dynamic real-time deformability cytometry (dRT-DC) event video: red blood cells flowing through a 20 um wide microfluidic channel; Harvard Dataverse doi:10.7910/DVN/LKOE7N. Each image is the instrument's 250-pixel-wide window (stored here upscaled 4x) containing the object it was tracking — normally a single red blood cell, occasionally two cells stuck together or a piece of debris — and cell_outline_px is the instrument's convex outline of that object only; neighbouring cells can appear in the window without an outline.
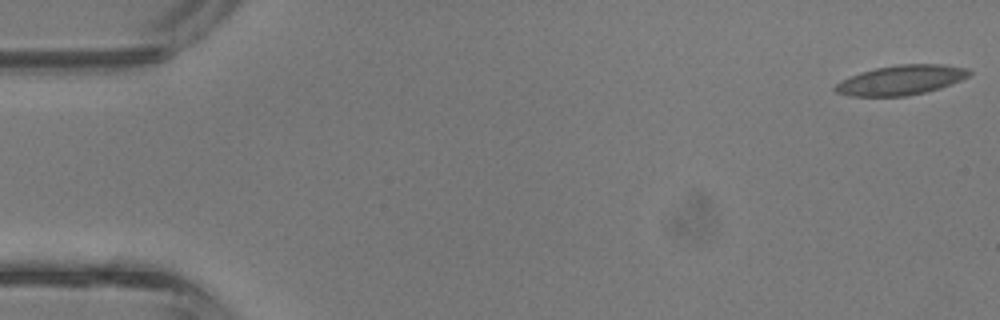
{"species": "common noctule bat (a hibernating species)", "species_latin": "Nyctalus noctula", "temperature_condition": "room temperature", "stored_images_in_passage": 43, "camera_frame_rate_fps": 3000, "um_per_image_px": 0.085, "animal": {"sex": "male", "body_mass_g": 13.3}, "frame": {"image": 1, "passage_image": 1, "time_ms": 0.0, "image_size_px": [1000, 320], "cell_outline_px": [[972, 72], [968, 76], [960, 80], [940, 88], [908, 96], [852, 96], [836, 92], [832, 88], [836, 84], [852, 76], [876, 68], [900, 64], [940, 64], [964, 68]], "centroid_in_image_um": [76.59, 6.81], "position_along_channel_um": 8.4, "area_um2": 22.72}}
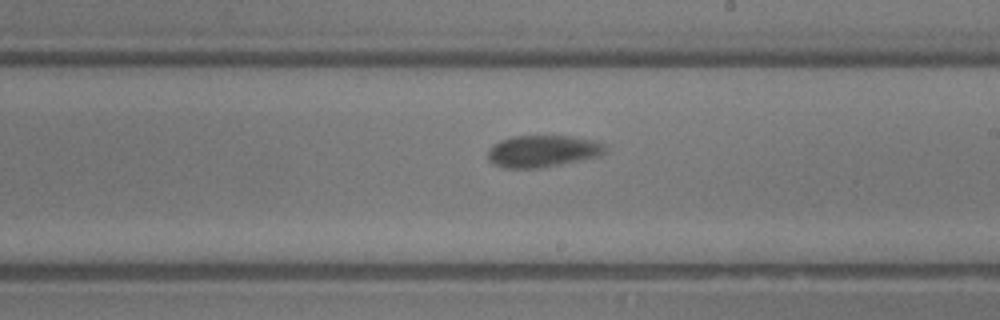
{"frame": {"image": 2, "passage_image": 25, "time_ms": 8.0, "image_size_px": [1000, 320], "cell_outline_px": [[604, 152], [600, 156], [540, 168], [504, 168], [492, 164], [488, 160], [488, 152], [500, 140], [512, 136], [568, 136], [592, 140], [600, 144], [604, 148]], "centroid_in_image_um": [46.07, 12.86], "position_along_channel_um": 242.9, "area_um2": 21.44}}
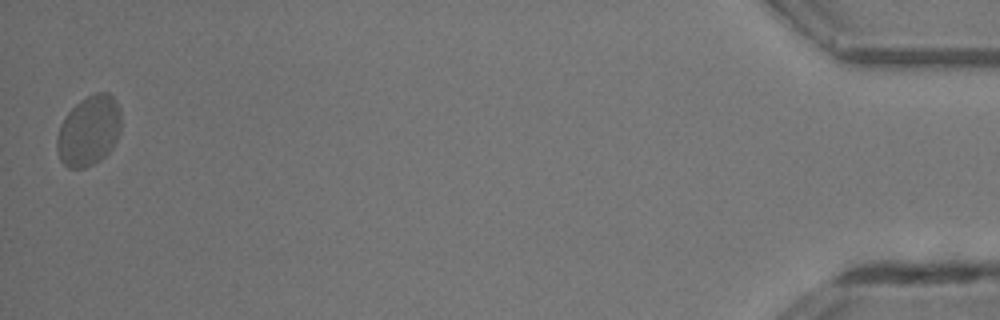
{"frame": {"image": 3, "passage_image": 43, "time_ms": 14.0, "image_size_px": [1000, 320], "cell_outline_px": [[120, 128], [116, 140], [108, 152], [100, 160], [84, 168], [68, 168], [60, 160], [56, 148], [56, 136], [68, 112], [80, 100], [96, 92], [108, 92], [116, 100], [120, 108]], "centroid_in_image_um": [7.55, 11.11], "position_along_channel_um": 427.7, "area_um2": 26.07}, "authors_computed_cell_mechanics": {"area_um2": 22.6576, "velocity_mm_per_s": 4.7244, "shape_relaxation_time_tau1_ms": 2.0309, "shape_relaxation_time_tau2_ms": null, "deformation_change_tau1": 0.0891, "deformation_change_tau2": null}}